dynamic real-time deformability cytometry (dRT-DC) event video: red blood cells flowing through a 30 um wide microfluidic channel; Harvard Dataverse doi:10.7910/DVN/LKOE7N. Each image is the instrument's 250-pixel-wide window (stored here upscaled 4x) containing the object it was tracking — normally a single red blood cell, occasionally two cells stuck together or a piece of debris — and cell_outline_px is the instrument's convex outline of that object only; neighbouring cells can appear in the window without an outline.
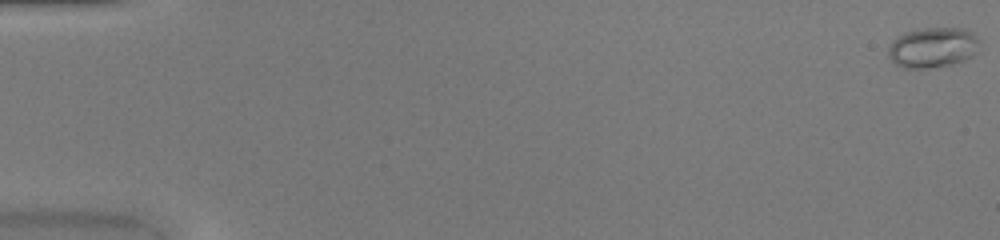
{"species": "common noctule bat (a hibernating species)", "species_latin": "Nyctalus noctula", "temperature_condition": "warm", "stored_images_in_passage": 51, "camera_frame_rate_fps": 3000, "um_per_image_px": 0.085, "animal": {"sex": "female", "body_mass_g": 20.0, "forearm_length_mm": 54.0}, "frame": {"image": 1, "passage_image": 1, "time_ms": 0.0, "image_size_px": [1000, 240], "cell_outline_px": [[980, 40], [976, 52], [972, 56], [964, 60], [952, 64], [928, 68], [900, 68], [888, 56], [888, 48], [904, 32], [916, 28], [964, 28], [972, 32]], "centroid_in_image_um": [79.3, 4.03], "position_along_channel_um": 5.7, "area_um2": 21.44}}
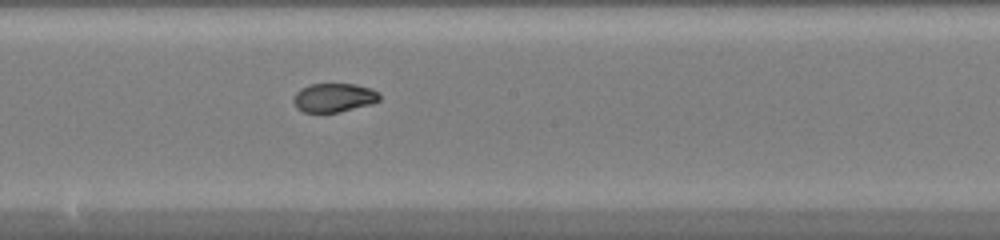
{"frame": {"image": 2, "passage_image": 29, "time_ms": 9.333, "image_size_px": [1000, 240], "cell_outline_px": [[380, 100], [372, 104], [340, 112], [304, 112], [296, 108], [292, 100], [296, 92], [300, 88], [308, 84], [356, 84], [372, 88], [380, 96]], "centroid_in_image_um": [28.37, 8.3], "position_along_channel_um": 219.8, "area_um2": 14.62}}
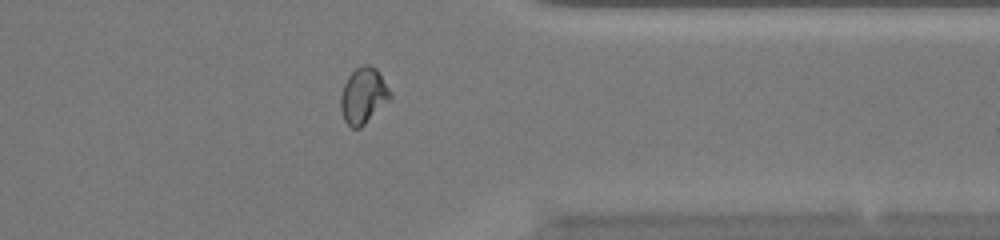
{"frame": {"image": 3, "passage_image": 41, "time_ms": 13.333, "image_size_px": [1000, 240], "cell_outline_px": [[392, 96], [360, 128], [352, 128], [344, 120], [340, 108], [340, 96], [344, 84], [348, 76], [356, 68], [364, 64], [368, 64], [376, 68], [392, 92]], "centroid_in_image_um": [30.87, 8.11], "position_along_channel_um": 380.5, "area_um2": 15.95}, "authors_computed_cell_mechanics": {"area_um2": 16.3574, "velocity_mm_per_s": 4.1806, "shape_relaxation_time_tau1_ms": 5.4114, "shape_relaxation_time_tau2_ms": 0.9571, "deformation_change_tau1": 0.2044, "deformation_change_tau2": 0.0391}}